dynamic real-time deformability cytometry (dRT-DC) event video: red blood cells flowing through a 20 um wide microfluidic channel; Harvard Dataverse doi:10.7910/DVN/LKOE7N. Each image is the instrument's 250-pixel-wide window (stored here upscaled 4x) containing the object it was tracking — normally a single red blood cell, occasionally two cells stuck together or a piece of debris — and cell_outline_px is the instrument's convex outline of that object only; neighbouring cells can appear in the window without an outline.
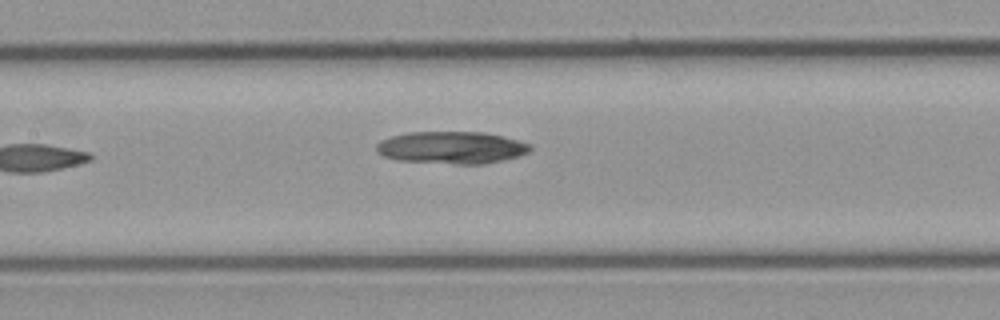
{"species": "common noctule bat (a hibernating species)", "species_latin": "Nyctalus noctula", "temperature_condition": "cold", "stored_images_in_passage": 8, "camera_frame_rate_fps": 3000, "um_per_image_px": 0.085, "animal": {"sex": "male", "body_mass_g": 23.1, "forearm_length_mm": 52.7}, "frame": {"image": 1, "passage_image": 8, "time_ms": 8.333, "image_size_px": [1000, 320], "cell_outline_px": [[532, 148], [528, 152], [516, 156], [484, 164], [456, 164], [396, 160], [384, 156], [376, 152], [376, 144], [380, 140], [392, 136], [408, 132], [484, 132], [532, 144]], "centroid_in_image_um": [38.34, 12.54], "position_along_channel_um": 169.1, "area_um2": 28.78}}